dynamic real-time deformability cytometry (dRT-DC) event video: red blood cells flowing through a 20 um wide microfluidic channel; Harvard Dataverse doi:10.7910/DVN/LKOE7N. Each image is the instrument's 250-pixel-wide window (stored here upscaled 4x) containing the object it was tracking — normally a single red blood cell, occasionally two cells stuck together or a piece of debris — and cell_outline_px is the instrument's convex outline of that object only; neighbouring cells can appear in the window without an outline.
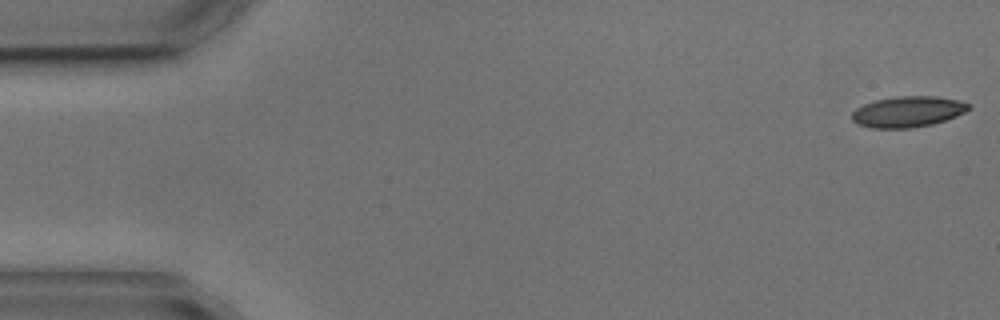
{"species": "common noctule bat (a hibernating species)", "species_latin": "Nyctalus noctula", "temperature_condition": "cold", "stored_images_in_passage": 5, "camera_frame_rate_fps": 3000, "um_per_image_px": 0.085, "animal": {"sex": "male", "body_mass_g": 17.9, "forearm_length_mm": 54.2}, "frame": {"image": 1, "passage_image": 1, "time_ms": 0.0, "image_size_px": [1000, 320], "cell_outline_px": [[972, 108], [956, 116], [932, 124], [912, 128], [872, 128], [856, 124], [852, 120], [852, 112], [856, 108], [864, 104], [876, 100], [896, 96], [936, 96], [956, 100], [972, 104]], "centroid_in_image_um": [77.16, 9.49], "position_along_channel_um": 7.8, "area_um2": 21.04}}
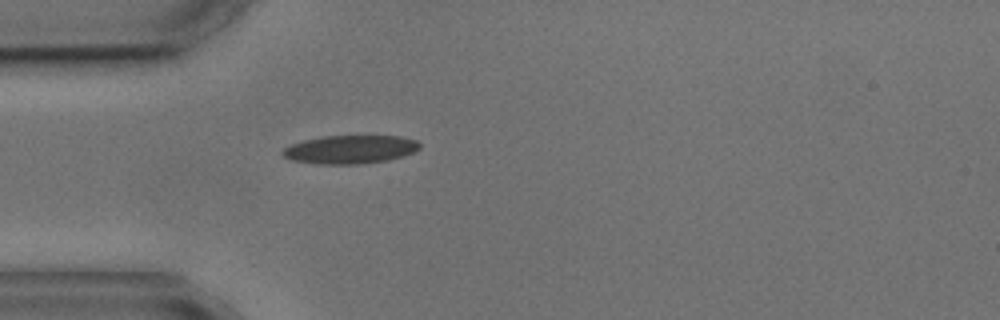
{"frame": {"image": 2, "passage_image": 5, "time_ms": 4.667, "image_size_px": [1000, 320], "cell_outline_px": [[420, 148], [412, 152], [388, 160], [360, 164], [320, 164], [292, 160], [284, 156], [280, 152], [284, 148], [292, 144], [304, 140], [324, 136], [400, 136], [416, 140], [420, 144]], "centroid_in_image_um": [29.75, 12.7], "position_along_channel_um": 55.2, "area_um2": 22.48}}